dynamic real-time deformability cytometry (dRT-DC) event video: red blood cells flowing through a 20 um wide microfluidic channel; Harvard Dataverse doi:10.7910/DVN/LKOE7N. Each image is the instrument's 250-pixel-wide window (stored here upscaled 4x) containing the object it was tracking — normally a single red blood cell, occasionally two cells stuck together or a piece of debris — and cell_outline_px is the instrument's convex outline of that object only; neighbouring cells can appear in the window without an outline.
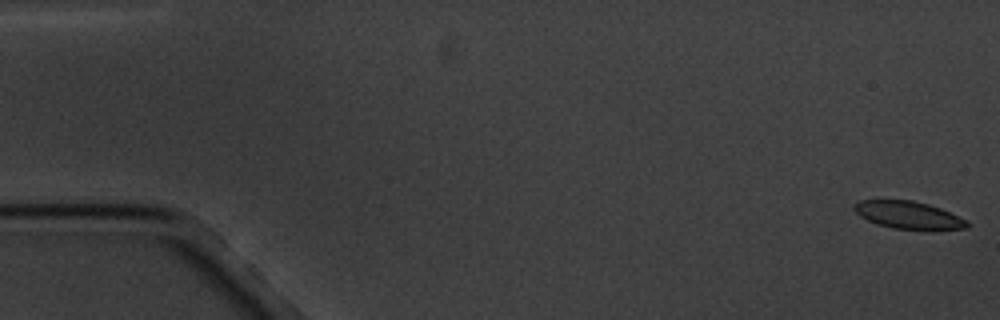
{"species": "common noctule bat (a hibernating species)", "species_latin": "Nyctalus noctula", "temperature_condition": "cold", "stored_images_in_passage": 6, "camera_frame_rate_fps": 3000, "um_per_image_px": 0.085, "animal": {"sex": "male", "body_mass_g": 20.1, "forearm_length_mm": 53.5}, "frame": {"image": 1, "passage_image": 1, "time_ms": 0.0, "image_size_px": [1000, 320], "cell_outline_px": [[968, 228], [932, 232], [924, 232], [892, 228], [876, 224], [860, 216], [852, 208], [852, 204], [860, 200], [912, 200], [928, 204], [940, 208], [968, 220]], "centroid_in_image_um": [77.26, 18.33], "position_along_channel_um": 7.7, "area_um2": 18.9}}
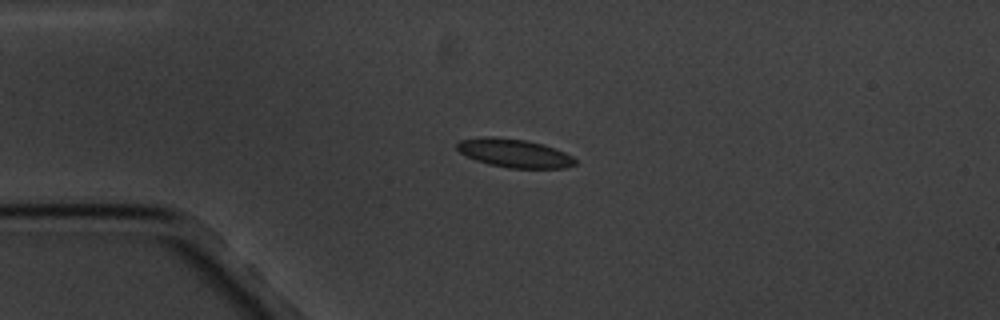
{"frame": {"image": 2, "passage_image": 4, "time_ms": 4.333, "image_size_px": [1000, 320], "cell_outline_px": [[576, 164], [564, 168], [508, 168], [488, 164], [476, 160], [460, 152], [456, 148], [456, 144], [460, 140], [484, 136], [492, 136], [524, 140], [544, 144], [564, 152], [572, 156], [576, 160]], "centroid_in_image_um": [43.71, 13.02], "position_along_channel_um": 41.3, "area_um2": 19.59}}
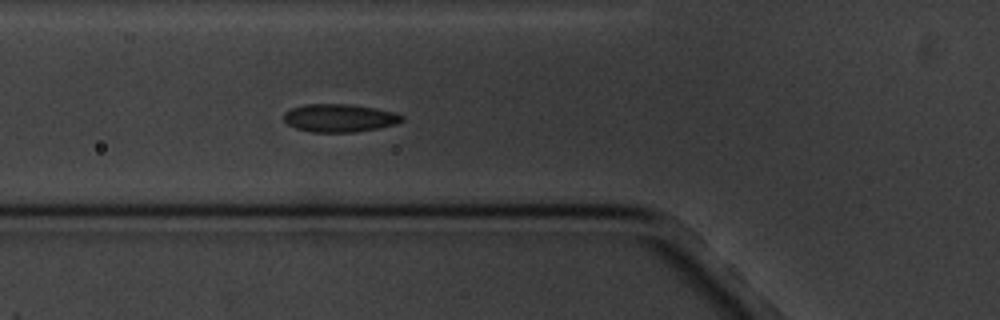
{"frame": {"image": 3, "passage_image": 6, "time_ms": 6.667, "image_size_px": [1000, 320], "cell_outline_px": [[404, 120], [396, 124], [380, 128], [356, 132], [312, 132], [296, 128], [288, 124], [284, 120], [284, 112], [292, 108], [304, 104], [348, 104], [376, 108], [396, 112], [404, 116]], "centroid_in_image_um": [28.89, 10.03], "position_along_channel_um": 96.9, "area_um2": 19.42}}